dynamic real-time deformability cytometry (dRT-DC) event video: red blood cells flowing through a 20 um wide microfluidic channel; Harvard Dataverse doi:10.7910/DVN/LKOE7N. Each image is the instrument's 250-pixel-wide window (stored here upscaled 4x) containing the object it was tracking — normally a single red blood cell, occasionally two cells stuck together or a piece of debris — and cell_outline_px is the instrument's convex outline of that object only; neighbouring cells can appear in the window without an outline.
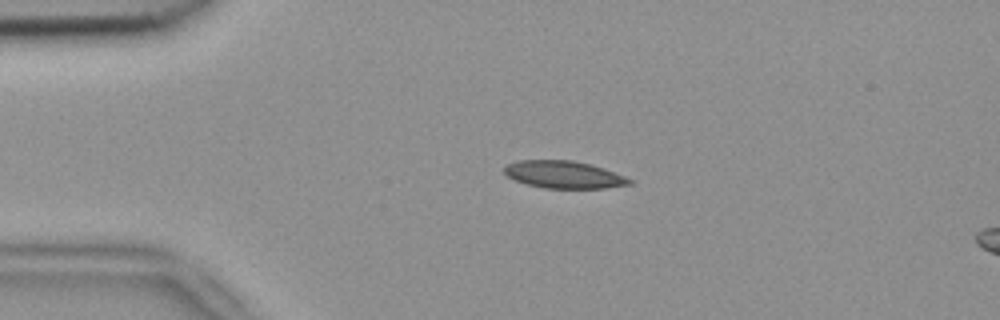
{"species": "common noctule bat (a hibernating species)", "species_latin": "Nyctalus noctula", "temperature_condition": "room temperature", "stored_images_in_passage": 41, "camera_frame_rate_fps": 3000, "um_per_image_px": 0.085, "animal": {"sex": "female", "body_mass_g": 18.4}, "frame": {"image": 1, "passage_image": 6, "time_ms": 1.667, "image_size_px": [1000, 320], "cell_outline_px": [[632, 184], [608, 188], [544, 188], [528, 184], [516, 180], [508, 176], [504, 172], [504, 168], [508, 164], [520, 160], [572, 160], [604, 168], [624, 176], [632, 180]], "centroid_in_image_um": [47.95, 14.84], "position_along_channel_um": 37.0, "area_um2": 19.77}}
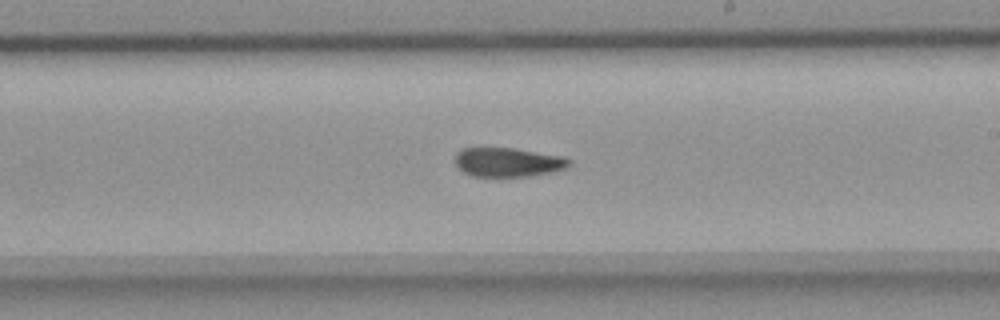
{"frame": {"image": 2, "passage_image": 25, "time_ms": 8.0, "image_size_px": [1000, 320], "cell_outline_px": [[572, 164], [564, 168], [552, 172], [528, 176], [472, 176], [464, 172], [456, 164], [456, 152], [464, 148], [512, 148], [564, 156], [572, 160]], "centroid_in_image_um": [43.21, 13.78], "position_along_channel_um": 245.8, "area_um2": 19.25}}
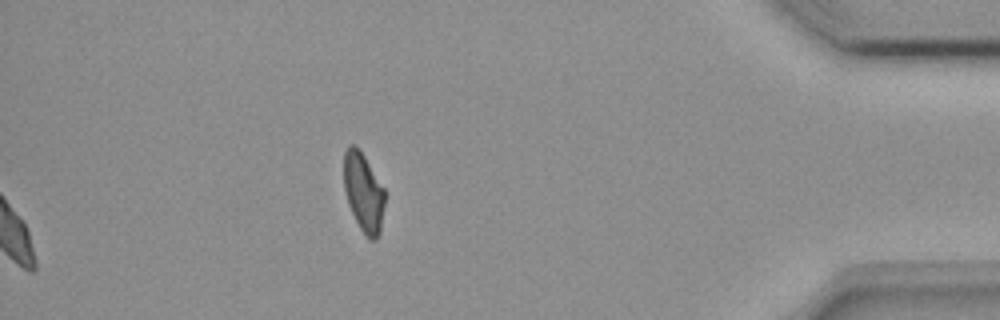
{"frame": {"image": 3, "passage_image": 41, "time_ms": 13.333, "image_size_px": [1000, 320], "cell_outline_px": [[384, 204], [380, 232], [376, 240], [368, 240], [360, 228], [348, 204], [344, 188], [344, 152], [348, 144], [356, 144], [364, 156], [384, 188]], "centroid_in_image_um": [30.89, 16.33], "position_along_channel_um": 404.3, "area_um2": 18.79}, "authors_computed_cell_mechanics": {"area_um2": 20.1722, "velocity_mm_per_s": 3.8374, "shape_relaxation_time_tau1_ms": 4.7534, "shape_relaxation_time_tau2_ms": 4.9372, "deformation_change_tau1": 0.148, "deformation_change_tau2": 0.1205}}